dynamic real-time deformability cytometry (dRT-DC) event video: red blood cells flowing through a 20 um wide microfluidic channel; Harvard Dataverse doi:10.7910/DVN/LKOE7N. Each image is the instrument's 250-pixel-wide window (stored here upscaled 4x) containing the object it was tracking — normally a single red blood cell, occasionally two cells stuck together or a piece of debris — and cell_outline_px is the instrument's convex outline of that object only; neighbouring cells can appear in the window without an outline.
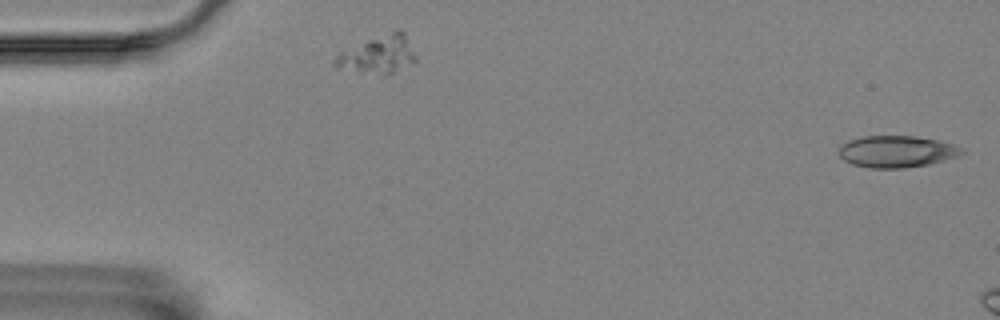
{"species": "Egyptian fruit bat (a non-hibernating species)", "species_latin": "Rousettus aegyptiacus", "temperature_condition": "room temperature", "stored_images_in_passage": 2, "segment_of_instrument_passage": [2, 2], "camera_frame_rate_fps": 3000, "um_per_image_px": 0.085, "animal": {"sex": "female"}, "frame": {"image": 1, "passage_image": 2, "time_ms": 0.333, "image_size_px": [1000, 320], "cell_outline_px": [[964, 152], [960, 156], [928, 164], [904, 168], [872, 168], [852, 164], [844, 160], [836, 152], [848, 140], [864, 136], [912, 136], [936, 140], [952, 144], [964, 148]], "centroid_in_image_um": [76.22, 12.88], "position_along_channel_um": 8.8, "area_um2": 22.66}}